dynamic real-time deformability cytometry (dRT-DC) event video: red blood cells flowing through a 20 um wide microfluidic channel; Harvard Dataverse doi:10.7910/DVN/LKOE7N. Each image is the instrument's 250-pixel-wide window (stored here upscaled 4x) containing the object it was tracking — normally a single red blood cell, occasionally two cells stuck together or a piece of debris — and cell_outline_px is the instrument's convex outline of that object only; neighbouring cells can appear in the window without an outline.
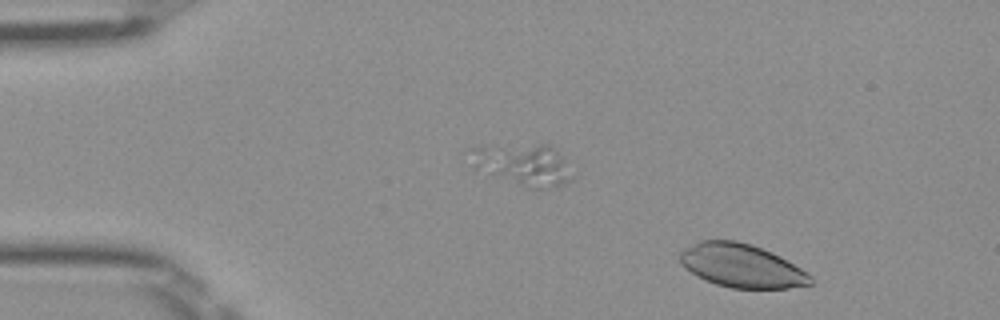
{"species": "Egyptian fruit bat (a non-hibernating species)", "species_latin": "Rousettus aegyptiacus", "temperature_condition": "room temperature", "stored_images_in_passage": 44, "segment_of_instrument_passage": [1, 3], "camera_frame_rate_fps": 3000, "um_per_image_px": 0.085, "frame": {"image": 1, "passage_image": 3, "time_ms": 0.667, "image_size_px": [1000, 320], "cell_outline_px": [[812, 284], [788, 288], [732, 288], [716, 284], [704, 280], [696, 276], [680, 260], [680, 252], [700, 240], [736, 240], [752, 244], [772, 252], [780, 256], [808, 272], [812, 276]], "centroid_in_image_um": [63.08, 22.58], "position_along_channel_um": 21.9, "area_um2": 32.89}}
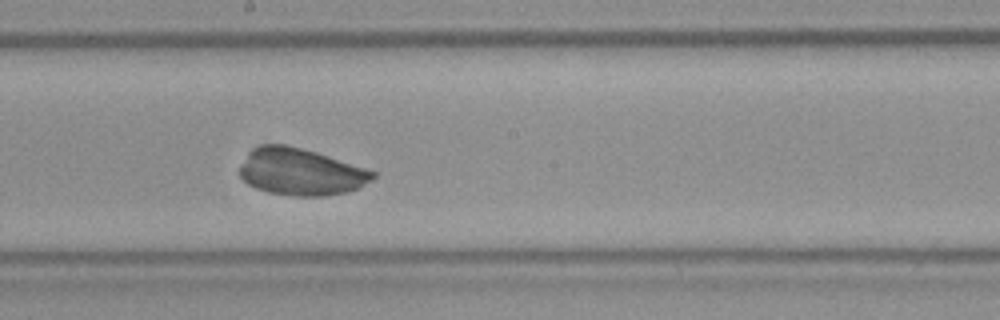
{"frame": {"image": 2, "passage_image": 25, "time_ms": 8.0, "image_size_px": [1000, 320], "cell_outline_px": [[376, 176], [372, 180], [360, 188], [348, 192], [324, 196], [292, 196], [268, 192], [256, 188], [248, 184], [240, 176], [240, 164], [248, 152], [252, 148], [260, 144], [288, 144], [316, 152], [376, 172]], "centroid_in_image_um": [25.54, 14.61], "position_along_channel_um": 222.7, "area_um2": 36.59}}
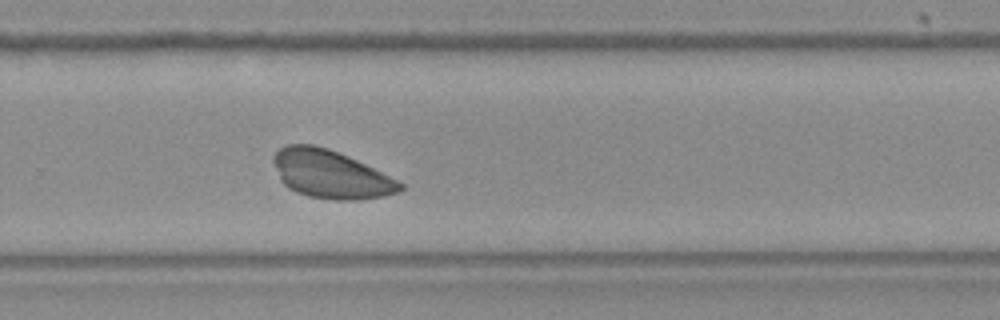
{"frame": {"image": 3, "passage_image": 31, "time_ms": 10.0, "image_size_px": [1000, 320], "cell_outline_px": [[404, 188], [396, 192], [384, 196], [360, 200], [332, 200], [308, 196], [296, 192], [288, 188], [280, 180], [272, 160], [272, 156], [280, 148], [288, 144], [312, 144], [328, 148], [348, 156], [404, 184]], "centroid_in_image_um": [28.06, 14.82], "position_along_channel_um": 301.7, "area_um2": 35.37}}